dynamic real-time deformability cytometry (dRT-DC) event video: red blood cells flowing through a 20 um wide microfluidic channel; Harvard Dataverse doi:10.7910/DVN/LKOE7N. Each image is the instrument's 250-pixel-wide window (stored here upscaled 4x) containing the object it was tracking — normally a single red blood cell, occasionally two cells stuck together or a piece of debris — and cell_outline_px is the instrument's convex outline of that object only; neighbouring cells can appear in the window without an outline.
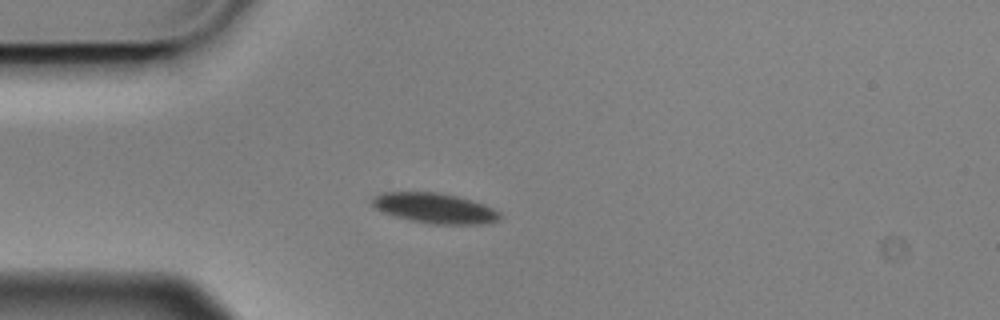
{"species": "Egyptian fruit bat (a non-hibernating species)", "species_latin": "Rousettus aegyptiacus", "temperature_condition": "cold", "stored_images_in_passage": 9, "camera_frame_rate_fps": 3000, "um_per_image_px": 0.085, "animal": {"sex": "male"}, "frame": {"image": 1, "passage_image": 3, "time_ms": 0.667, "image_size_px": [1000, 320], "cell_outline_px": [[500, 220], [488, 224], [432, 224], [412, 220], [396, 216], [372, 208], [368, 200], [372, 196], [380, 192], [440, 192], [456, 196], [484, 204], [500, 212]], "centroid_in_image_um": [36.9, 17.68], "position_along_channel_um": 48.1, "area_um2": 22.72}}
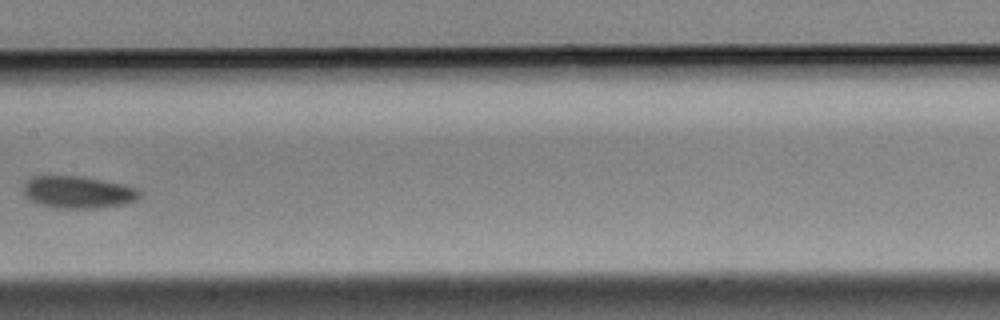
{"frame": {"image": 2, "passage_image": 7, "time_ms": 2.0, "image_size_px": [1000, 320], "cell_outline_px": [[140, 196], [136, 200], [124, 204], [96, 208], [56, 208], [40, 204], [28, 200], [24, 196], [24, 184], [32, 176], [84, 176], [124, 184], [136, 188], [140, 192]], "centroid_in_image_um": [6.62, 16.33], "position_along_channel_um": 200.8, "area_um2": 21.91}}
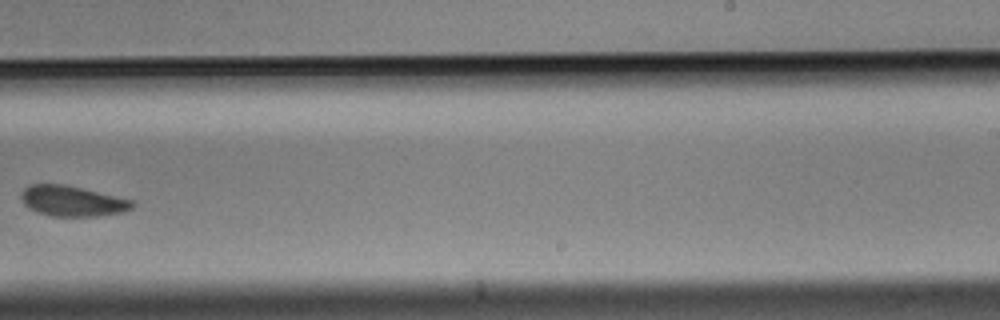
{"frame": {"image": 3, "passage_image": 9, "time_ms": 2.667, "image_size_px": [1000, 320], "cell_outline_px": [[132, 208], [120, 212], [96, 216], [52, 216], [36, 212], [28, 208], [24, 204], [20, 196], [24, 188], [32, 184], [64, 184], [132, 200]], "centroid_in_image_um": [6.07, 17.09], "position_along_channel_um": 282.9, "area_um2": 19.42}}